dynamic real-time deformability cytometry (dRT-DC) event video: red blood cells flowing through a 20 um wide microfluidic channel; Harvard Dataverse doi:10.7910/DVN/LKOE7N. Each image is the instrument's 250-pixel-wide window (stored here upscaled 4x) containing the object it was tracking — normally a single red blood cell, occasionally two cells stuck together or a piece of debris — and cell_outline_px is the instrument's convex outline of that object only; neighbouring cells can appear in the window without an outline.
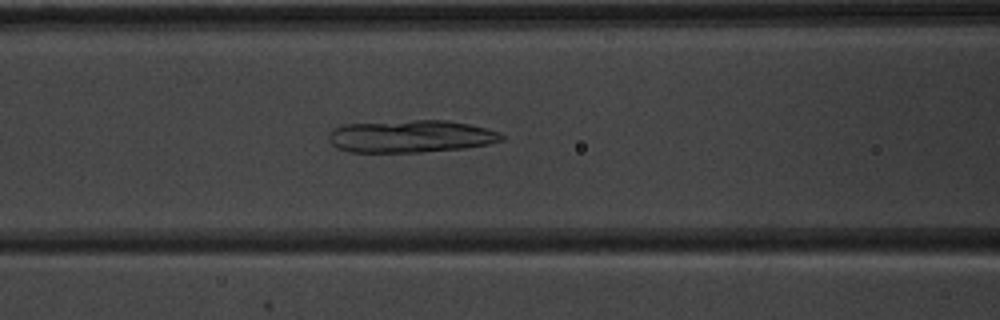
{"species": "common noctule bat (a hibernating species)", "species_latin": "Nyctalus noctula", "temperature_condition": "warm", "stored_images_in_passage": 38, "camera_frame_rate_fps": 3000, "um_per_image_px": 0.085, "animal": {"sex": "male", "body_mass_g": 20.1, "forearm_length_mm": 53.5}, "frame": {"image": 1, "passage_image": 9, "time_ms": 2.667, "image_size_px": [1000, 320], "cell_outline_px": [[504, 140], [488, 144], [460, 148], [420, 152], [348, 152], [336, 148], [328, 140], [328, 136], [332, 128], [344, 124], [412, 120], [444, 120], [468, 124], [488, 128], [500, 132], [504, 136]], "centroid_in_image_um": [34.88, 11.58], "position_along_channel_um": 131.7, "area_um2": 32.77}}
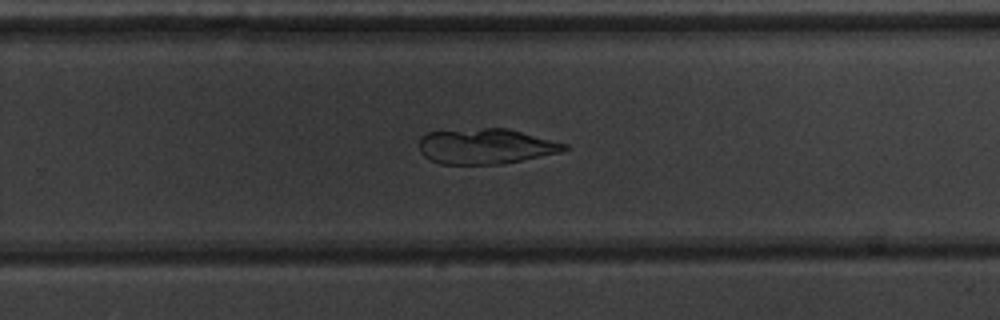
{"frame": {"image": 2, "passage_image": 21, "time_ms": 6.667, "image_size_px": [1000, 320], "cell_outline_px": [[568, 148], [560, 152], [504, 164], [440, 164], [424, 156], [420, 152], [420, 136], [424, 132], [484, 128], [508, 128], [568, 144]], "centroid_in_image_um": [41.27, 12.43], "position_along_channel_um": 288.5, "area_um2": 30.0}}
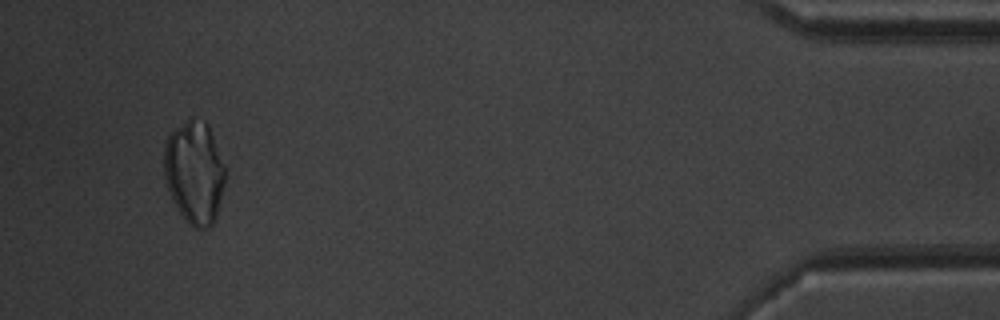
{"frame": {"image": 3, "passage_image": 36, "time_ms": 11.667, "image_size_px": [1000, 320], "cell_outline_px": [[228, 172], [216, 216], [212, 224], [208, 228], [196, 228], [188, 224], [176, 208], [172, 200], [164, 176], [164, 144], [168, 136], [176, 128], [192, 116], [204, 120], [208, 124], [228, 168]], "centroid_in_image_um": [16.56, 14.63], "position_along_channel_um": 418.6, "area_um2": 37.4}}